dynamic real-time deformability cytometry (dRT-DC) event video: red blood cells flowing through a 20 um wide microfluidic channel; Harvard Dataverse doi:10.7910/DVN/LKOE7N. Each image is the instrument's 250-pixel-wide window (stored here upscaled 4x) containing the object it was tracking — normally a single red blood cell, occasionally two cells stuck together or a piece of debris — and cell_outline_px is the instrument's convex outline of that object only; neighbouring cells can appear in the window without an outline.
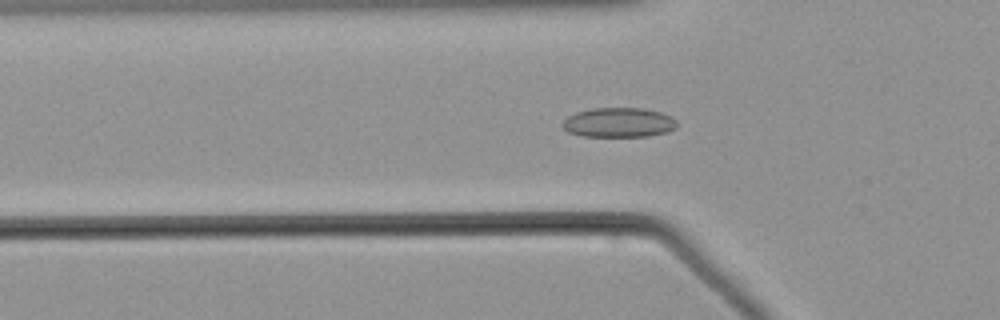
{"species": "common noctule bat (a hibernating species)", "species_latin": "Nyctalus noctula", "temperature_condition": "warm", "stored_images_in_passage": 54, "camera_frame_rate_fps": 3000, "um_per_image_px": 0.085, "animal": {"sex": "male", "body_mass_g": 21.5, "forearm_length_mm": 52.0}, "frame": {"image": 1, "passage_image": 18, "time_ms": 5.667, "image_size_px": [1000, 320], "cell_outline_px": [[676, 128], [668, 132], [648, 136], [580, 136], [568, 132], [560, 124], [568, 116], [576, 112], [592, 108], [644, 108], [660, 112], [676, 120]], "centroid_in_image_um": [52.57, 10.41], "position_along_channel_um": 73.2, "area_um2": 19.77}}
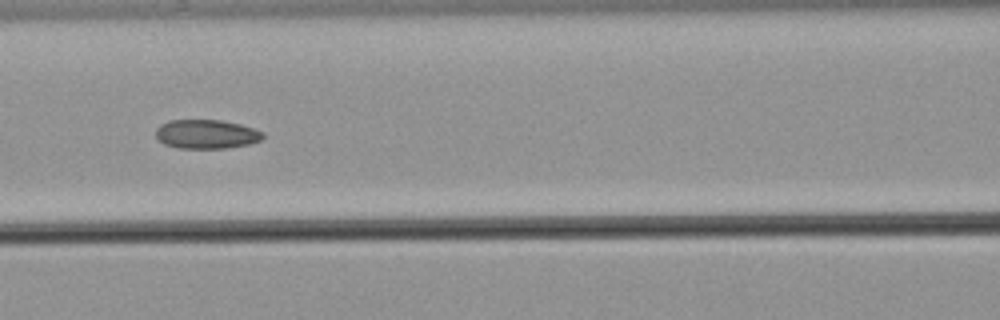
{"frame": {"image": 2, "passage_image": 24, "time_ms": 7.667, "image_size_px": [1000, 320], "cell_outline_px": [[264, 136], [260, 140], [248, 144], [224, 148], [180, 148], [164, 144], [156, 136], [156, 128], [160, 124], [168, 120], [220, 120], [240, 124], [264, 132]], "centroid_in_image_um": [17.52, 11.39], "position_along_channel_um": 149.1, "area_um2": 18.03}}
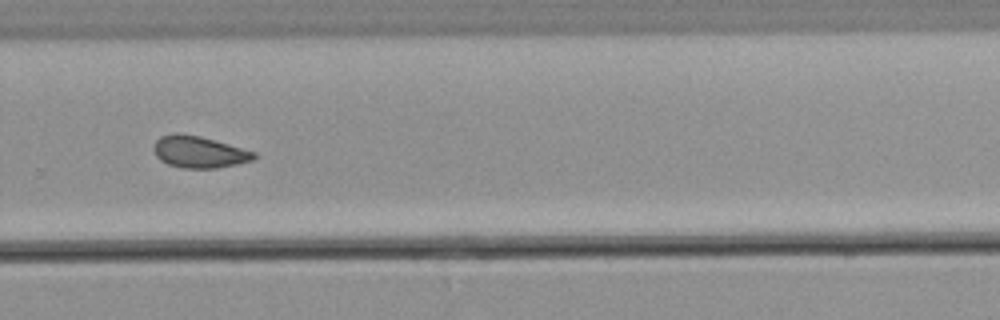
{"frame": {"image": 3, "passage_image": 37, "time_ms": 12.0, "image_size_px": [1000, 320], "cell_outline_px": [[256, 156], [252, 160], [236, 164], [216, 168], [184, 168], [168, 164], [160, 160], [156, 156], [152, 148], [156, 140], [160, 136], [176, 132], [200, 136], [256, 152]], "centroid_in_image_um": [16.88, 12.91], "position_along_channel_um": 312.9, "area_um2": 18.5}}